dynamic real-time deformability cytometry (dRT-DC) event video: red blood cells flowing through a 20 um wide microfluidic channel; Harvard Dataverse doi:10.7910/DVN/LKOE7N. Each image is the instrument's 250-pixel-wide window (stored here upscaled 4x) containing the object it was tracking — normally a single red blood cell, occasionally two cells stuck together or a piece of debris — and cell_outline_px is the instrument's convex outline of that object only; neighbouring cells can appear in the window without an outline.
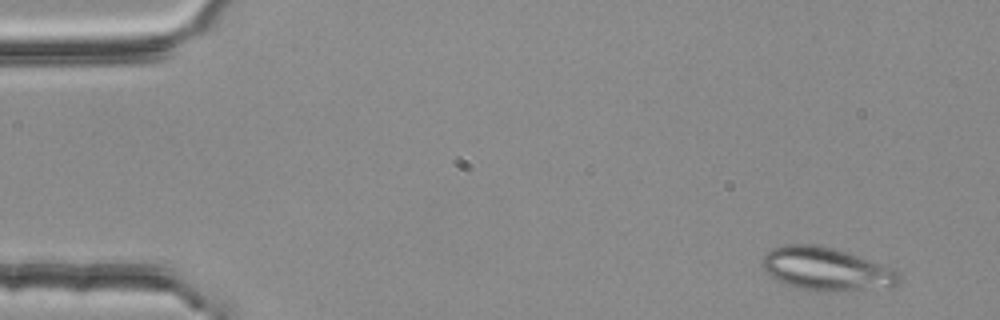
{"species": "common noctule bat (a hibernating species)", "species_latin": "Nyctalus noctula", "temperature_condition": "room temperature", "stored_images_in_passage": 4, "camera_frame_rate_fps": 3000, "um_per_image_px": 0.085, "animal": {"sex": "female", "body_mass_g": 25.1}, "frame": {"image": 1, "passage_image": 1, "time_ms": 0.0, "image_size_px": [1000, 320], "cell_outline_px": [[900, 284], [892, 288], [836, 292], [800, 288], [788, 284], [772, 276], [760, 264], [760, 260], [772, 248], [784, 244], [816, 244], [832, 248], [884, 264], [900, 272]], "centroid_in_image_um": [70.32, 22.87], "position_along_channel_um": 14.7, "area_um2": 34.51}}